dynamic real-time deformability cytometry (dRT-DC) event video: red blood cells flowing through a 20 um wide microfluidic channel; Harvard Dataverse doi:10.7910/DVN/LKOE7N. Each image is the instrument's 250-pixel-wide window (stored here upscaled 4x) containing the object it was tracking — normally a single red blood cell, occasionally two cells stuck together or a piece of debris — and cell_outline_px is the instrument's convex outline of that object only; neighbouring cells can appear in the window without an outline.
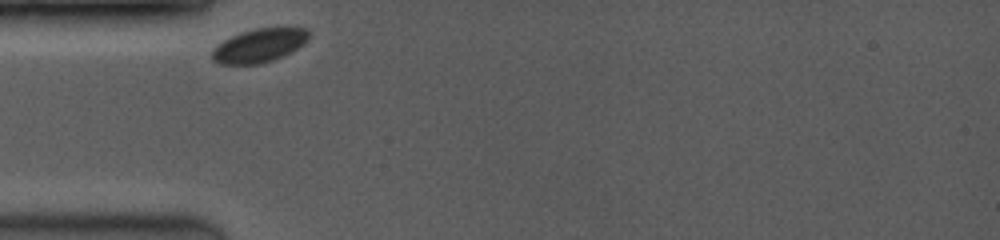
{"species": "common noctule bat (a hibernating species)", "species_latin": "Nyctalus noctula", "temperature_condition": "room temperature", "stored_images_in_passage": 4, "camera_frame_rate_fps": 3500, "um_per_image_px": 0.085, "animal": {"sex": "female", "body_mass_g": 19.0, "forearm_length_mm": 53.3}, "frame": {"image": 1, "passage_image": 1, "time_ms": 0.0, "image_size_px": [1000, 240], "cell_outline_px": [[308, 40], [304, 44], [272, 60], [260, 64], [220, 64], [212, 60], [212, 48], [224, 40], [240, 32], [256, 28], [284, 24], [308, 28]], "centroid_in_image_um": [22.07, 3.8], "position_along_channel_um": 62.9, "area_um2": 19.48}}